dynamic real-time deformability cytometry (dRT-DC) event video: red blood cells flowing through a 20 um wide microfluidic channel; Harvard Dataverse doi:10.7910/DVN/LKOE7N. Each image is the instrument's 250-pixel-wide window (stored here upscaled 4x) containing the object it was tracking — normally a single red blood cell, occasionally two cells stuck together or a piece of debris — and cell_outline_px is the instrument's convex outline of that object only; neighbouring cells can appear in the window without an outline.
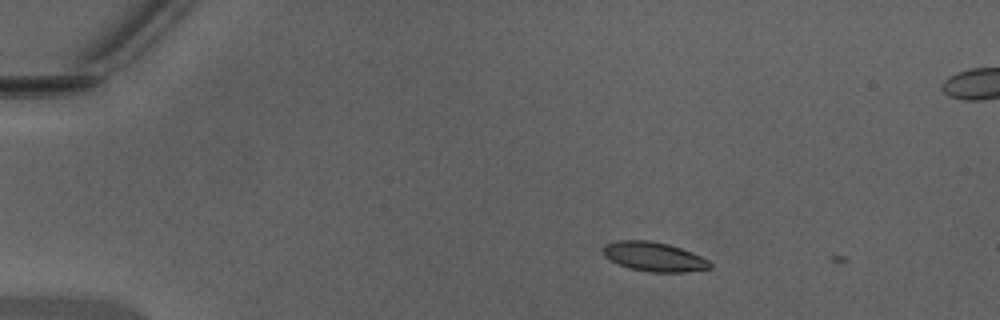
{"species": "Egyptian fruit bat (a non-hibernating species)", "species_latin": "Rousettus aegyptiacus", "temperature_condition": "warm", "stored_images_in_passage": 3, "camera_frame_rate_fps": 3000, "um_per_image_px": 0.085, "animal": {"sex": "male"}, "frame": {"image": 1, "passage_image": 2, "time_ms": 0.333, "image_size_px": [1000, 320], "cell_outline_px": [[712, 268], [684, 272], [652, 272], [632, 268], [620, 264], [604, 256], [604, 244], [616, 240], [648, 240], [668, 244], [692, 252], [708, 260], [712, 264]], "centroid_in_image_um": [55.61, 21.81], "position_along_channel_um": 29.4, "area_um2": 18.03}}